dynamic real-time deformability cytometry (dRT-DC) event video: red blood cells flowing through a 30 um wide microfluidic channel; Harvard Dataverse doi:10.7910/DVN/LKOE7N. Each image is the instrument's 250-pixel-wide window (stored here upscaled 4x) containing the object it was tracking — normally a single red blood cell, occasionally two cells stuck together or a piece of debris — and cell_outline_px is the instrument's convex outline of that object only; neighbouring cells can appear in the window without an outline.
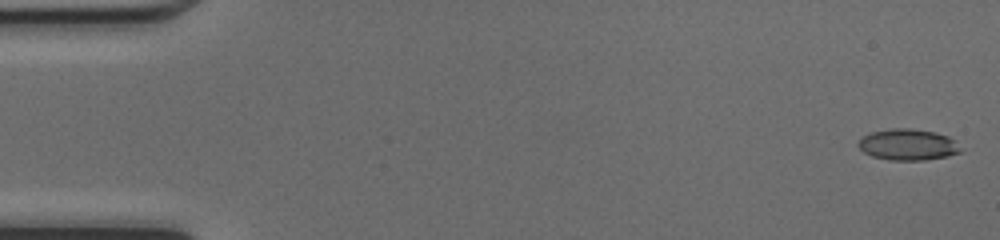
{"species": "common noctule bat (a hibernating species)", "species_latin": "Nyctalus noctula", "temperature_condition": "cold", "stored_images_in_passage": 49, "camera_frame_rate_fps": 3000, "um_per_image_px": 0.085, "animal": {"sex": "female", "body_mass_g": 17.0, "forearm_length_mm": 48.0}, "frame": {"image": 1, "passage_image": 1, "time_ms": 0.0, "image_size_px": [1000, 240], "cell_outline_px": [[960, 152], [948, 156], [924, 160], [888, 160], [872, 156], [864, 152], [856, 144], [868, 132], [892, 128], [912, 128], [936, 132], [948, 136], [956, 140], [960, 148]], "centroid_in_image_um": [77.17, 12.28], "position_along_channel_um": 7.8, "area_um2": 18.79}}
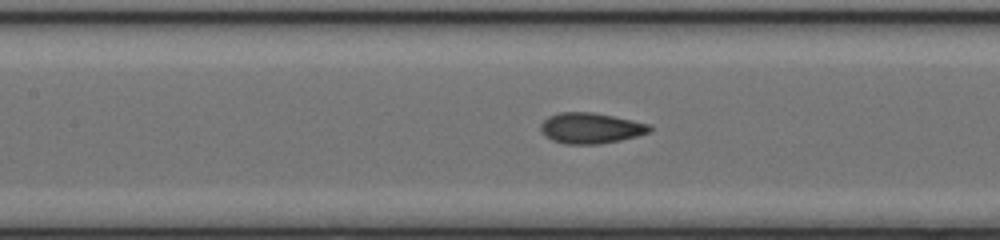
{"frame": {"image": 2, "passage_image": 22, "time_ms": 7.0, "image_size_px": [1000, 240], "cell_outline_px": [[652, 132], [620, 140], [600, 144], [564, 144], [552, 140], [544, 136], [540, 128], [540, 124], [548, 116], [560, 112], [592, 112], [652, 124]], "centroid_in_image_um": [50.21, 10.89], "position_along_channel_um": 157.2, "area_um2": 19.65}}
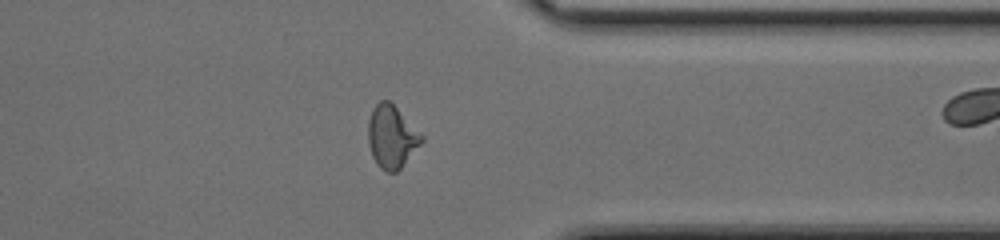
{"frame": {"image": 3, "passage_image": 38, "time_ms": 12.333, "image_size_px": [1000, 240], "cell_outline_px": [[424, 140], [400, 168], [396, 172], [388, 172], [380, 168], [376, 164], [372, 156], [368, 144], [368, 120], [372, 108], [380, 100], [388, 100], [424, 136]], "centroid_in_image_um": [33.26, 11.63], "position_along_channel_um": 378.1, "area_um2": 19.36}, "authors_computed_cell_mechanics": {"area_um2": 19.074, "velocity_mm_per_s": 4.2734, "shape_relaxation_time_tau1_ms": 7.5792, "shape_relaxation_time_tau2_ms": 0.8998, "deformation_change_tau1": 0.2074, "deformation_change_tau2": 0.0575}}